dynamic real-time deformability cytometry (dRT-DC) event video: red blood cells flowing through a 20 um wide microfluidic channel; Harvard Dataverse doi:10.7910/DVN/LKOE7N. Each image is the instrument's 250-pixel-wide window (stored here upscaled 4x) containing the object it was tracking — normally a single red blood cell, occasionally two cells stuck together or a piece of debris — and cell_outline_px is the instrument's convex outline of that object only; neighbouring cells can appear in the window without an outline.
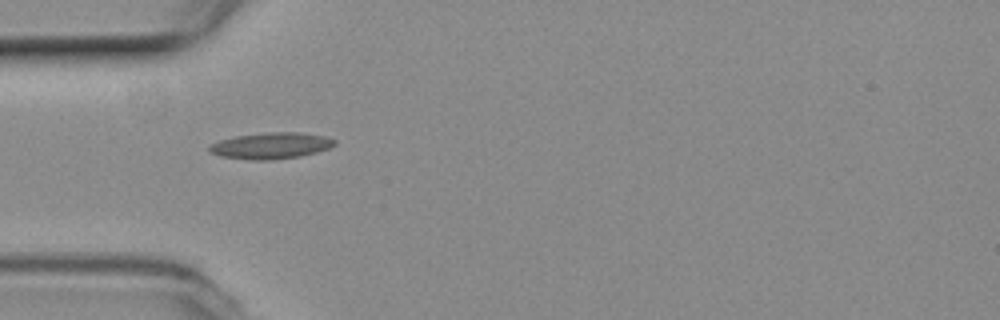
{"species": "common noctule bat (a hibernating species)", "species_latin": "Nyctalus noctula", "temperature_condition": "room temperature", "stored_images_in_passage": 28, "camera_frame_rate_fps": 3000, "um_per_image_px": 0.085, "animal": {"sex": "female", "body_mass_g": 19.3, "forearm_length_mm": 54.1}, "frame": {"image": 1, "passage_image": 1, "time_ms": 0.0, "image_size_px": [1000, 320], "cell_outline_px": [[336, 144], [328, 148], [316, 152], [300, 156], [272, 160], [252, 160], [220, 156], [212, 152], [208, 148], [208, 144], [220, 140], [236, 136], [268, 132], [296, 132], [324, 136], [336, 140]], "centroid_in_image_um": [23.02, 12.38], "position_along_channel_um": 62.0, "area_um2": 19.07}}
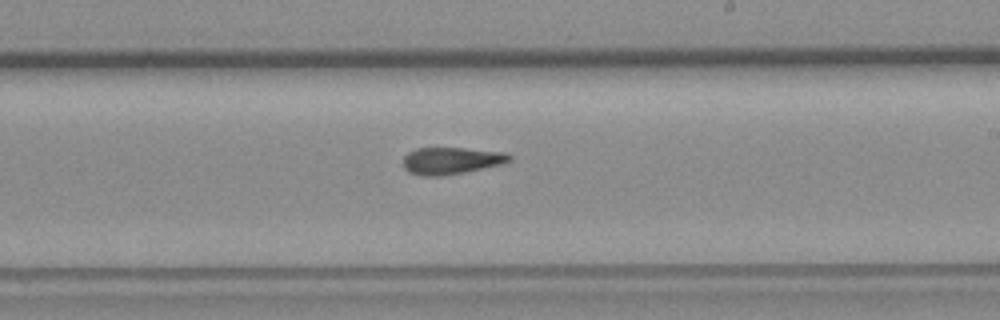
{"frame": {"image": 2, "passage_image": 16, "time_ms": 5.0, "image_size_px": [1000, 320], "cell_outline_px": [[512, 160], [504, 164], [464, 172], [440, 176], [424, 176], [408, 172], [404, 168], [404, 156], [408, 152], [416, 148], [464, 148], [508, 152], [512, 156]], "centroid_in_image_um": [38.4, 13.65], "position_along_channel_um": 250.6, "area_um2": 16.88}}
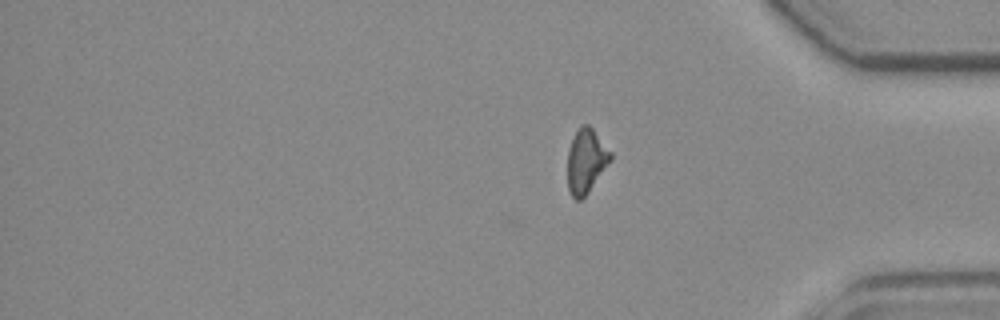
{"frame": {"image": 3, "passage_image": 28, "time_ms": 9.0, "image_size_px": [1000, 320], "cell_outline_px": [[612, 160], [588, 192], [580, 200], [576, 200], [572, 196], [568, 188], [568, 148], [580, 124], [588, 124], [592, 128], [612, 152]], "centroid_in_image_um": [49.83, 13.67], "position_along_channel_um": 385.4, "area_um2": 16.07}, "authors_computed_cell_mechanics": {"area_um2": 16.8487, "velocity_mm_per_s": 3.7892, "shape_relaxation_time_tau1_ms": null, "shape_relaxation_time_tau2_ms": 8.2778, "deformation_change_tau1": null, "deformation_change_tau2": 0.185}}